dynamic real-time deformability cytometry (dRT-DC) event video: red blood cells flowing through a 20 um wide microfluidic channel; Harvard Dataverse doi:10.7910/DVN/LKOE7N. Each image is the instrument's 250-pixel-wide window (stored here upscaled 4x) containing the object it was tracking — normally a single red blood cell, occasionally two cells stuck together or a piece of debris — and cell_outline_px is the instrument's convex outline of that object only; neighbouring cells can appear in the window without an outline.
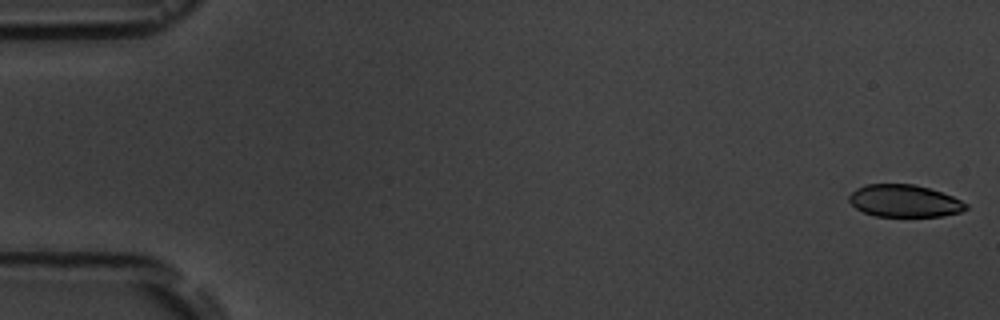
{"species": "common noctule bat (a hibernating species)", "species_latin": "Nyctalus noctula", "temperature_condition": "room temperature", "stored_images_in_passage": 8, "camera_frame_rate_fps": 3000, "um_per_image_px": 0.085, "animal": {"sex": "male", "body_mass_g": 19.5, "forearm_length_mm": 54.6}, "frame": {"image": 1, "passage_image": 1, "time_ms": 0.0, "image_size_px": [1000, 320], "cell_outline_px": [[968, 208], [960, 212], [940, 216], [876, 216], [864, 212], [856, 208], [848, 200], [848, 196], [856, 188], [864, 184], [916, 184], [952, 196], [968, 204]], "centroid_in_image_um": [76.85, 17.07], "position_along_channel_um": 8.2, "area_um2": 21.91}}
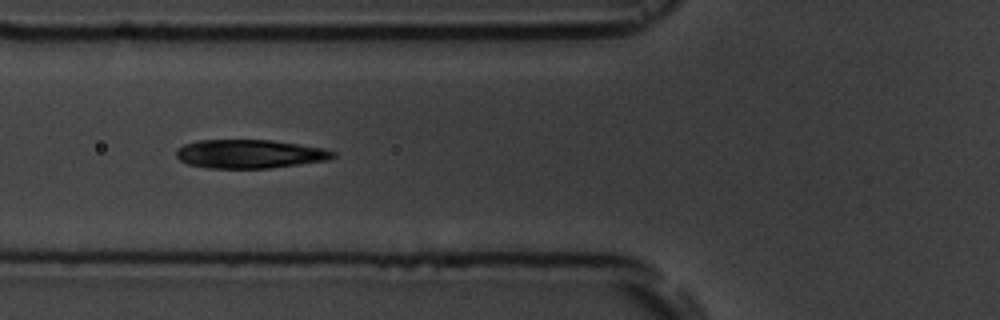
{"frame": {"image": 2, "passage_image": 6, "time_ms": 6.667, "image_size_px": [1000, 320], "cell_outline_px": [[336, 156], [328, 160], [268, 168], [208, 168], [188, 164], [180, 160], [176, 156], [176, 148], [184, 144], [196, 140], [272, 140], [324, 148], [336, 152]], "centroid_in_image_um": [21.21, 13.08], "position_along_channel_um": 104.6, "area_um2": 26.24}}
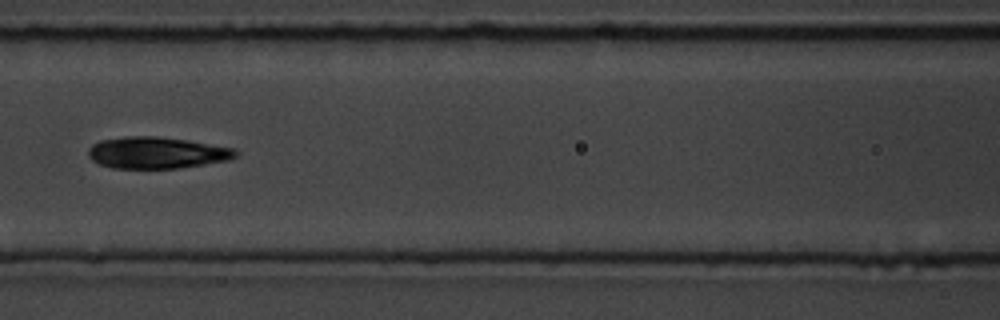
{"frame": {"image": 3, "passage_image": 7, "time_ms": 8.0, "image_size_px": [1000, 320], "cell_outline_px": [[240, 152], [236, 156], [228, 160], [180, 168], [112, 168], [100, 164], [92, 160], [88, 156], [88, 148], [92, 144], [100, 140], [124, 136], [156, 136], [184, 140], [232, 148]], "centroid_in_image_um": [13.27, 12.98], "position_along_channel_um": 153.3, "area_um2": 26.99}}